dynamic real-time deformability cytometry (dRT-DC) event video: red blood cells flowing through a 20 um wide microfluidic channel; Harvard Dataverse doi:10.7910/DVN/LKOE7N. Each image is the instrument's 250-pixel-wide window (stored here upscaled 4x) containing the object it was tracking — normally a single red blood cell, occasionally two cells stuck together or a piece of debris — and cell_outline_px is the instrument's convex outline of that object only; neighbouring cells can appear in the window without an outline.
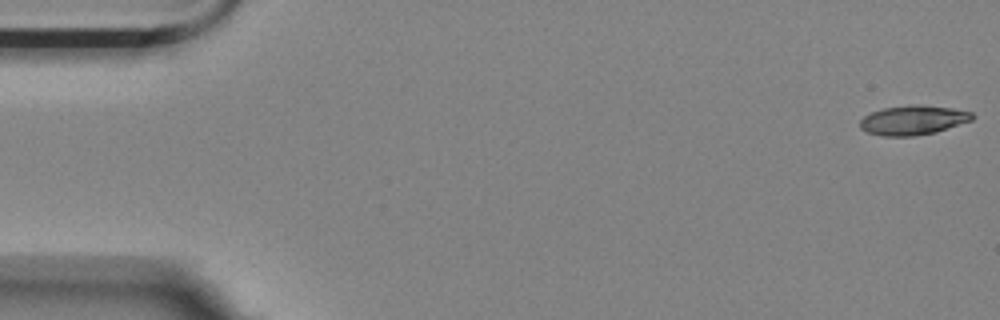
{"species": "Egyptian fruit bat (a non-hibernating species)", "species_latin": "Rousettus aegyptiacus", "temperature_condition": "room temperature", "stored_images_in_passage": 56, "camera_frame_rate_fps": 3000, "um_per_image_px": 0.085, "animal": {"sex": "female"}, "frame": {"image": 1, "passage_image": 1, "time_ms": 0.0, "image_size_px": [1000, 320], "cell_outline_px": [[972, 120], [936, 132], [912, 136], [884, 136], [868, 132], [860, 128], [860, 120], [864, 116], [872, 112], [884, 108], [908, 104], [920, 104], [952, 108], [972, 112]], "centroid_in_image_um": [77.6, 10.2], "position_along_channel_um": 7.4, "area_um2": 19.19}}
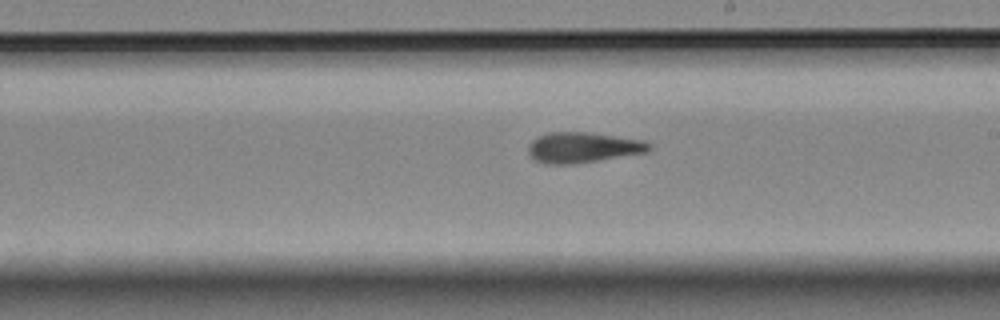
{"frame": {"image": 2, "passage_image": 32, "time_ms": 10.333, "image_size_px": [1000, 320], "cell_outline_px": [[652, 148], [648, 152], [572, 164], [548, 164], [536, 160], [528, 152], [528, 144], [536, 136], [548, 132], [588, 132], [644, 140], [652, 144]], "centroid_in_image_um": [49.55, 12.52], "position_along_channel_um": 239.4, "area_um2": 21.5}}
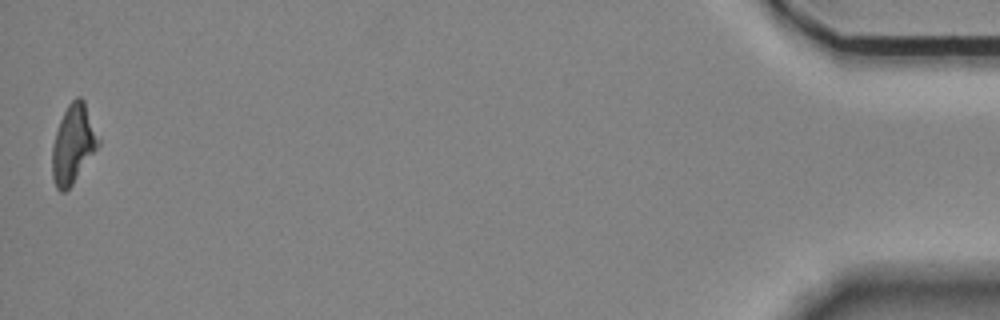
{"frame": {"image": 3, "passage_image": 56, "time_ms": 18.333, "image_size_px": [1000, 320], "cell_outline_px": [[100, 144], [72, 184], [64, 192], [60, 192], [56, 188], [52, 176], [52, 144], [60, 120], [68, 104], [76, 96], [80, 96], [84, 100], [100, 140]], "centroid_in_image_um": [6.21, 12.23], "position_along_channel_um": 429.0, "area_um2": 20.98}, "authors_computed_cell_mechanics": {"area_um2": 20.7791, "velocity_mm_per_s": 3.528, "shape_relaxation_time_tau1_ms": 8.3099, "shape_relaxation_time_tau2_ms": 9.9995, "deformation_change_tau1": 0.1942, "deformation_change_tau2": 0.2681}}